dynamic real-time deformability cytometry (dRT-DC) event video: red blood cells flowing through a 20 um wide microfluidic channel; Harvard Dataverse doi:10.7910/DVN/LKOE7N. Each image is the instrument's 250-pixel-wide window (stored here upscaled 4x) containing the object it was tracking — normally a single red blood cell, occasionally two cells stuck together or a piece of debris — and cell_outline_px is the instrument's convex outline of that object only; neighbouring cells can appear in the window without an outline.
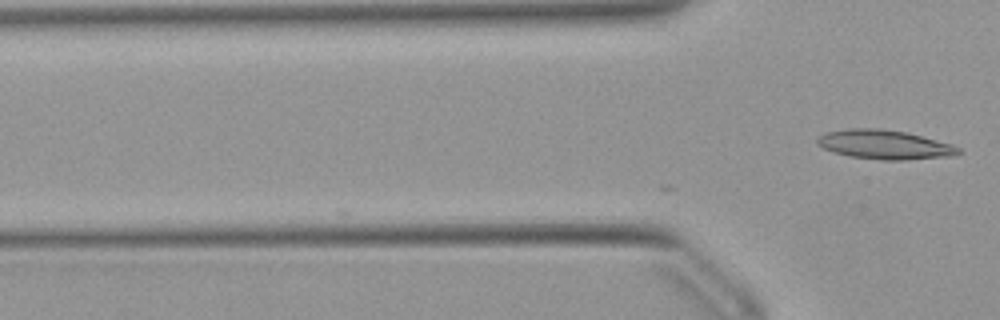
{"species": "Egyptian fruit bat (a non-hibernating species)", "species_latin": "Rousettus aegyptiacus", "temperature_condition": "warm", "stored_images_in_passage": 3, "camera_frame_rate_fps": 3000, "um_per_image_px": 0.085, "animal": {"sex": "female"}, "frame": {"image": 1, "passage_image": 3, "time_ms": 0.667, "image_size_px": [1000, 320], "cell_outline_px": [[960, 152], [956, 156], [908, 160], [880, 160], [848, 156], [832, 152], [816, 144], [816, 140], [824, 132], [848, 128], [880, 128], [904, 132], [952, 144], [960, 148]], "centroid_in_image_um": [75.17, 12.3], "position_along_channel_um": 50.6, "area_um2": 24.22}}